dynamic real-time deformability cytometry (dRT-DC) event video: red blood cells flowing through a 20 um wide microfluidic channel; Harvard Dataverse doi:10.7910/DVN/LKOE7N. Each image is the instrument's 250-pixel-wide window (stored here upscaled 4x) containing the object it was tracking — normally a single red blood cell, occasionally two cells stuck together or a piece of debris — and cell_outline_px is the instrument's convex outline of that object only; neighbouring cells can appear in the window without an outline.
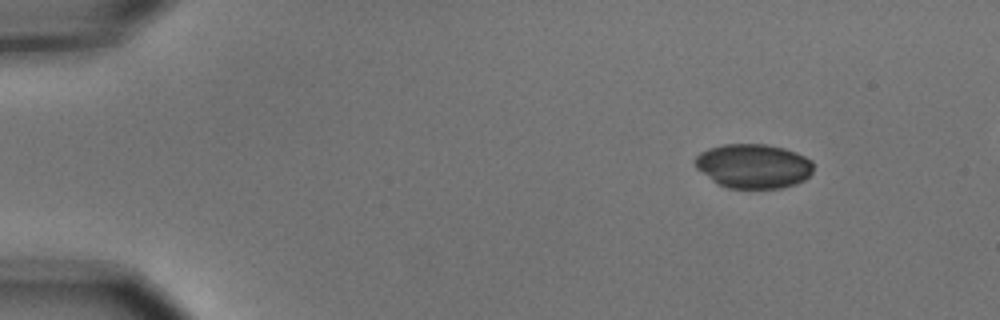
{"species": "common noctule bat (a hibernating species)", "species_latin": "Nyctalus noctula", "temperature_condition": "cold", "stored_images_in_passage": 7, "camera_frame_rate_fps": 3000, "um_per_image_px": 0.085, "animal": {"sex": "male", "body_mass_g": 15.6}, "frame": {"image": 1, "passage_image": 1, "time_ms": 0.0, "image_size_px": [1000, 320], "cell_outline_px": [[812, 172], [804, 180], [796, 184], [780, 188], [728, 188], [712, 180], [696, 168], [692, 160], [700, 152], [708, 148], [724, 144], [768, 144], [784, 148], [796, 152], [812, 160]], "centroid_in_image_um": [64.02, 14.1], "position_along_channel_um": 21.0, "area_um2": 30.69}}